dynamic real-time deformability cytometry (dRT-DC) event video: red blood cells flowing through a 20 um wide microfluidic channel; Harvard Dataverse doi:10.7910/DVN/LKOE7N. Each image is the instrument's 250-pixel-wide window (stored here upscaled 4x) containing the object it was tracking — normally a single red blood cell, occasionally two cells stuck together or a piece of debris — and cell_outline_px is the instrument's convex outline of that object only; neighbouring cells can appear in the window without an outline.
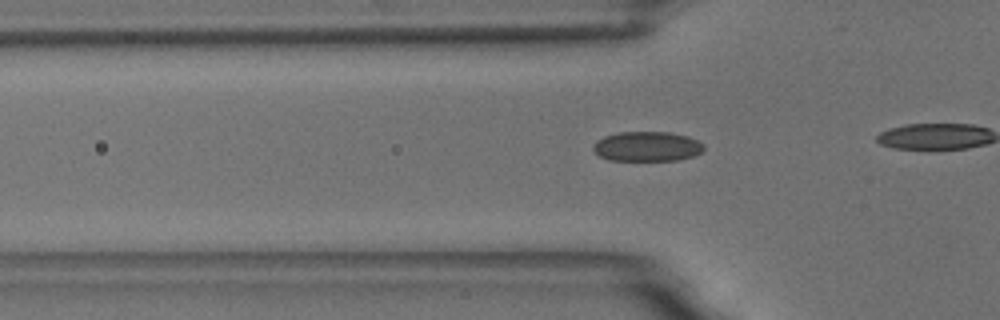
{"species": "common noctule bat (a hibernating species)", "species_latin": "Nyctalus noctula", "temperature_condition": "room temperature", "stored_images_in_passage": 30, "camera_frame_rate_fps": 3000, "um_per_image_px": 0.085, "animal": {"sex": "male", "body_mass_g": 18.8}, "frame": {"image": 1, "passage_image": 5, "time_ms": 1.333, "image_size_px": [1000, 320], "cell_outline_px": [[704, 148], [700, 152], [692, 156], [680, 160], [608, 160], [600, 156], [592, 148], [592, 144], [596, 140], [604, 136], [616, 132], [668, 132], [688, 136], [704, 144]], "centroid_in_image_um": [54.97, 12.44], "position_along_channel_um": 70.8, "area_um2": 19.25}}